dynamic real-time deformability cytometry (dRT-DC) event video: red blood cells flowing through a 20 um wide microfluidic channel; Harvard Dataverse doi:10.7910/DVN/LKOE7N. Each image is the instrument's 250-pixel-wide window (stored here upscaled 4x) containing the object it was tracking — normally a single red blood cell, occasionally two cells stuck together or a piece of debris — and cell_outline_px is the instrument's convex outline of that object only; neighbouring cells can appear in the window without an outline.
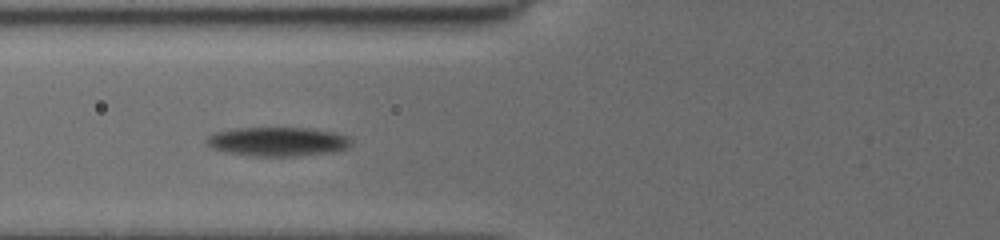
{"species": "common noctule bat (a hibernating species)", "species_latin": "Nyctalus noctula", "temperature_condition": "cold", "stored_images_in_passage": 43, "segment_of_instrument_passage": [1, 2], "camera_frame_rate_fps": 3000, "um_per_image_px": 0.085, "animal": {"sex": "female", "body_mass_g": 19.5, "forearm_length_mm": 54.1}, "frame": {"image": 1, "passage_image": 8, "time_ms": 5.333, "image_size_px": [1000, 240], "cell_outline_px": [[352, 144], [348, 148], [336, 152], [300, 156], [248, 156], [224, 152], [212, 148], [208, 144], [208, 136], [216, 132], [240, 128], [308, 128], [332, 132], [348, 136], [352, 140]], "centroid_in_image_um": [23.66, 12.05], "position_along_channel_um": 102.1, "area_um2": 24.62}}
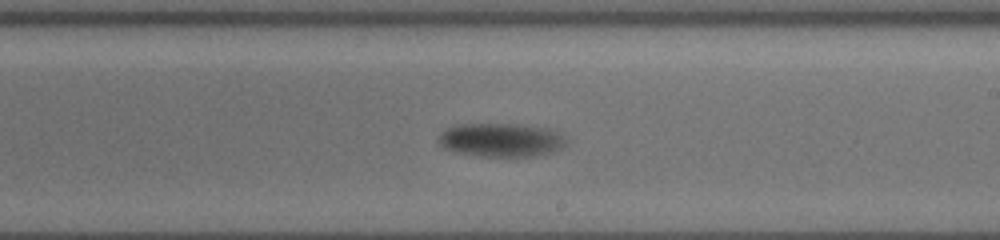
{"frame": {"image": 2, "passage_image": 16, "time_ms": 9.333, "image_size_px": [1000, 240], "cell_outline_px": [[564, 144], [560, 148], [544, 156], [480, 156], [456, 152], [444, 148], [440, 144], [440, 136], [448, 128], [464, 124], [508, 124], [540, 128], [552, 132], [560, 136], [564, 140]], "centroid_in_image_um": [42.54, 11.93], "position_along_channel_um": 246.5, "area_um2": 24.1}}
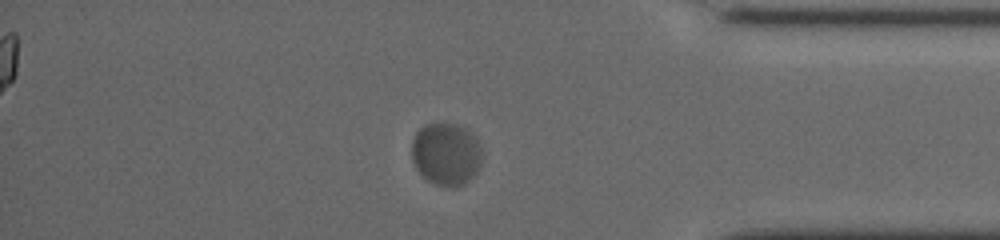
{"frame": {"image": 3, "passage_image": 32, "time_ms": 14.0, "image_size_px": [1000, 240], "cell_outline_px": [[480, 152], [476, 172], [464, 184], [456, 188], [448, 188], [432, 184], [416, 168], [412, 160], [412, 140], [416, 132], [424, 124], [452, 124], [468, 128], [476, 140]], "centroid_in_image_um": [37.87, 13.11], "position_along_channel_um": 397.3, "area_um2": 25.37}}